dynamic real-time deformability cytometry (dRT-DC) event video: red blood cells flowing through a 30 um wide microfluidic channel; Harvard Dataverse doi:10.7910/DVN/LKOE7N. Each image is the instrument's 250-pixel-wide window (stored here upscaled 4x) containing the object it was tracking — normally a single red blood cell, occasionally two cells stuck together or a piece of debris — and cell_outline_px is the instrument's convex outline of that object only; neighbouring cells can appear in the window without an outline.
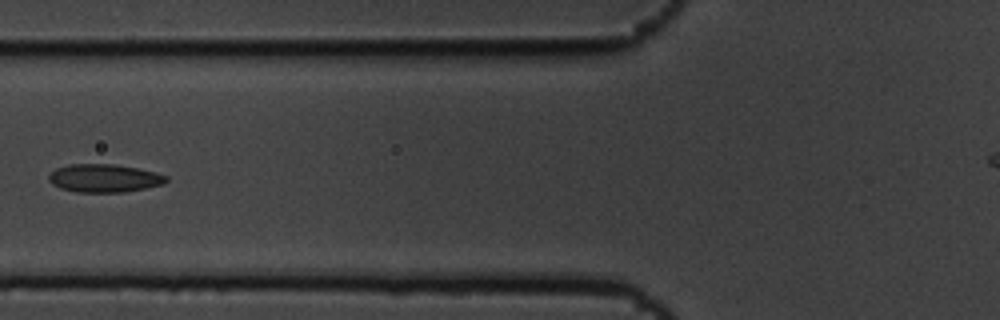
{"species": "common noctule bat (a hibernating species)", "species_latin": "Nyctalus noctula", "temperature_condition": "cold", "stored_images_in_passage": 7, "camera_frame_rate_fps": 3000, "um_per_image_px": 0.085, "animal": {"sex": "male", "body_mass_g": 19.5, "forearm_length_mm": 54.6}, "frame": {"image": 1, "passage_image": 6, "time_ms": 1.667, "image_size_px": [1000, 320], "cell_outline_px": [[168, 180], [164, 184], [124, 192], [76, 192], [60, 188], [52, 184], [48, 180], [48, 176], [56, 168], [68, 164], [116, 164], [156, 172], [168, 176]], "centroid_in_image_um": [8.85, 15.14], "position_along_channel_um": 116.9, "area_um2": 19.31}}
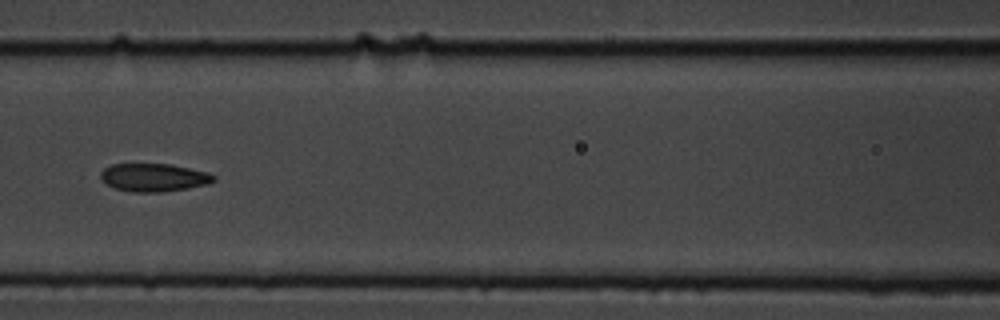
{"frame": {"image": 2, "passage_image": 7, "time_ms": 2.0, "image_size_px": [1000, 320], "cell_outline_px": [[216, 180], [208, 184], [188, 188], [164, 192], [132, 192], [116, 188], [108, 184], [100, 176], [100, 172], [104, 168], [112, 164], [172, 164], [208, 172], [216, 176]], "centroid_in_image_um": [13.12, 15.08], "position_along_channel_um": 153.5, "area_um2": 18.5}}